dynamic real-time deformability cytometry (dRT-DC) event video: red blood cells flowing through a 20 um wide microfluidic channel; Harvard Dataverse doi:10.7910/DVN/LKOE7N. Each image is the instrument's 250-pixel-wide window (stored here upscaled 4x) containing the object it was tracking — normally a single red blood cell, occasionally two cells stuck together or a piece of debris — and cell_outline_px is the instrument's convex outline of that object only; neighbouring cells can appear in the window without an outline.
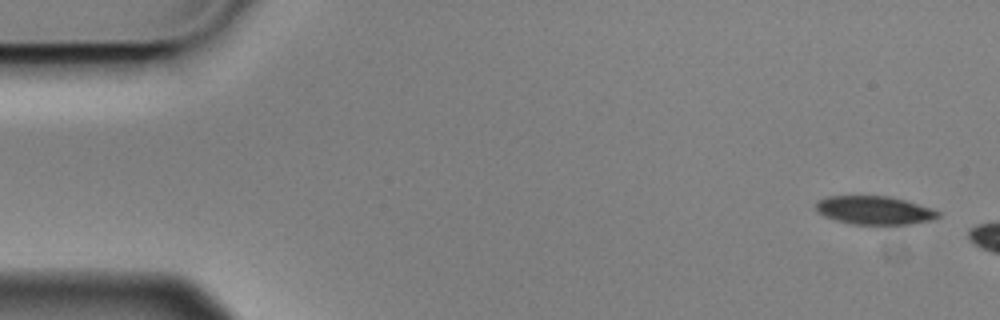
{"species": "Egyptian fruit bat (a non-hibernating species)", "species_latin": "Rousettus aegyptiacus", "temperature_condition": "cold", "stored_images_in_passage": 3, "camera_frame_rate_fps": 3000, "um_per_image_px": 0.085, "animal": {"sex": "male"}, "frame": {"image": 1, "passage_image": 1, "time_ms": 0.0, "image_size_px": [1000, 320], "cell_outline_px": [[940, 216], [928, 220], [908, 224], [852, 224], [836, 220], [824, 216], [816, 212], [816, 204], [820, 200], [828, 196], [888, 196], [904, 200], [932, 208], [940, 212]], "centroid_in_image_um": [74.3, 17.87], "position_along_channel_um": 10.7, "area_um2": 20.0}}